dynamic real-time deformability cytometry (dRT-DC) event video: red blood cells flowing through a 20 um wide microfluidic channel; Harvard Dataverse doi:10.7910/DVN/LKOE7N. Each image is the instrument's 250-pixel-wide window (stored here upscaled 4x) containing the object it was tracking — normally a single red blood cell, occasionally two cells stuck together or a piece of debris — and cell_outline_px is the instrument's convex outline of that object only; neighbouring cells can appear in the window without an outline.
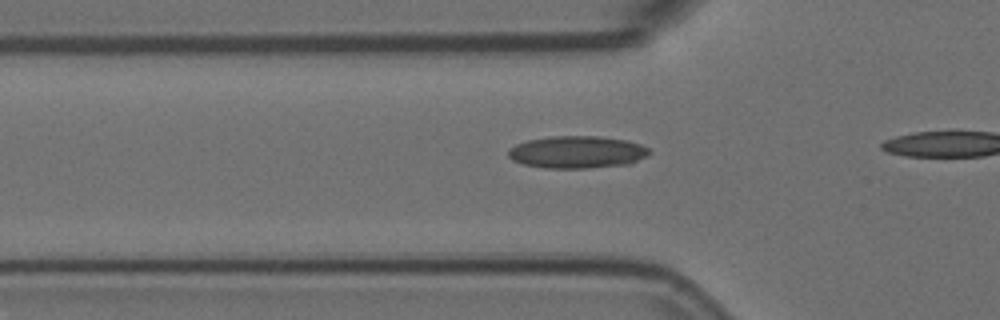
{"species": "Egyptian fruit bat (a non-hibernating species)", "species_latin": "Rousettus aegyptiacus", "temperature_condition": "room temperature", "stored_images_in_passage": 11, "camera_frame_rate_fps": 3000, "um_per_image_px": 0.085, "animal": {"sex": "female"}, "frame": {"image": 1, "passage_image": 5, "time_ms": 1.333, "image_size_px": [1000, 320], "cell_outline_px": [[652, 152], [648, 156], [632, 164], [588, 168], [544, 168], [524, 164], [512, 160], [508, 156], [508, 148], [516, 144], [528, 140], [552, 136], [596, 136], [624, 140], [640, 144], [648, 148]], "centroid_in_image_um": [49.07, 12.94], "position_along_channel_um": 76.7, "area_um2": 26.7}}
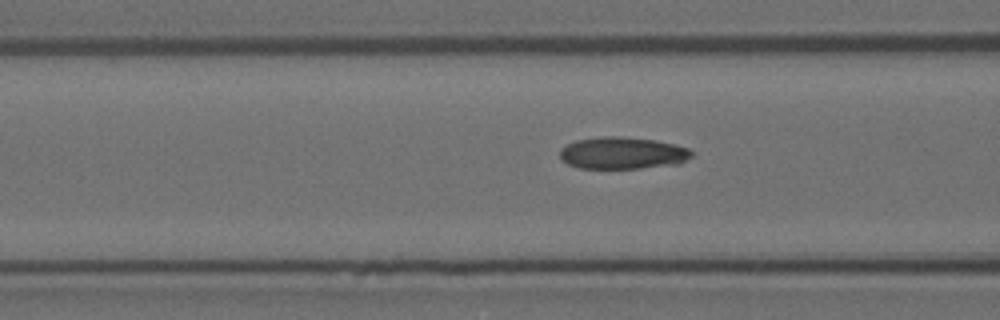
{"frame": {"image": 2, "passage_image": 8, "time_ms": 2.333, "image_size_px": [1000, 320], "cell_outline_px": [[692, 156], [680, 164], [640, 168], [580, 168], [568, 164], [560, 160], [560, 148], [576, 140], [604, 136], [620, 136], [656, 140], [688, 148], [692, 152]], "centroid_in_image_um": [52.9, 13.01], "position_along_channel_um": 113.7, "area_um2": 24.62}}